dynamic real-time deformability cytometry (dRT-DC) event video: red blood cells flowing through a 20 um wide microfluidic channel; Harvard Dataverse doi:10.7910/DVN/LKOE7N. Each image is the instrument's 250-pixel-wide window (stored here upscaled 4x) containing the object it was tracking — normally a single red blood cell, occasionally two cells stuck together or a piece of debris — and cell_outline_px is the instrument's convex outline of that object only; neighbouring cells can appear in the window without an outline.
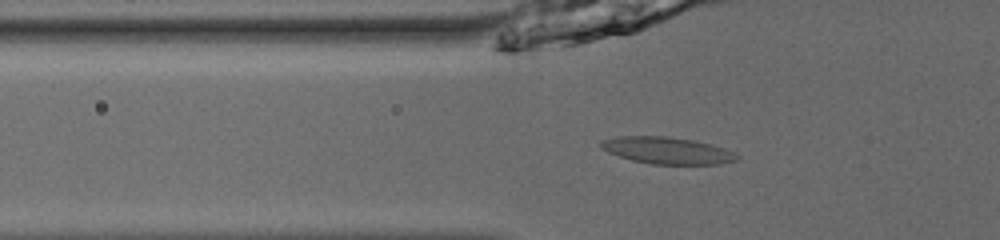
{"species": "common noctule bat (a hibernating species)", "species_latin": "Nyctalus noctula", "temperature_condition": "room temperature", "stored_images_in_passage": 54, "camera_frame_rate_fps": 3000, "um_per_image_px": 0.085, "animal": {"sex": "male", "body_mass_g": 13.0, "forearm_length_mm": 53.1}, "frame": {"image": 1, "passage_image": 21, "time_ms": 6.667, "image_size_px": [1000, 240], "cell_outline_px": [[740, 156], [736, 160], [720, 164], [652, 164], [632, 160], [608, 152], [600, 148], [600, 140], [616, 136], [668, 136], [692, 140], [712, 144], [724, 148]], "centroid_in_image_um": [56.68, 12.78], "position_along_channel_um": 69.1, "area_um2": 21.27}}
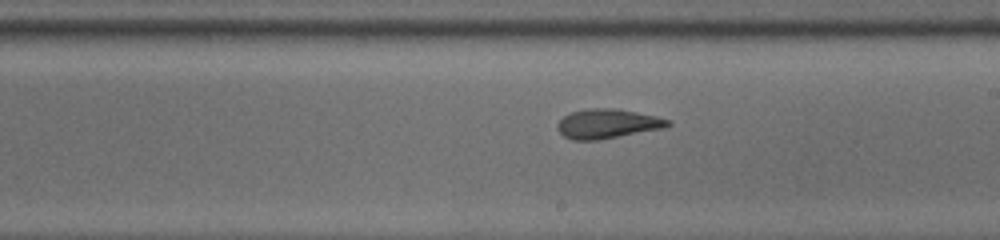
{"frame": {"image": 2, "passage_image": 34, "time_ms": 11.0, "image_size_px": [1000, 240], "cell_outline_px": [[672, 124], [664, 128], [596, 140], [572, 140], [564, 136], [560, 132], [556, 124], [564, 116], [572, 112], [588, 108], [612, 108], [636, 112], [656, 116], [668, 120]], "centroid_in_image_um": [51.62, 10.51], "position_along_channel_um": 237.4, "area_um2": 18.67}}
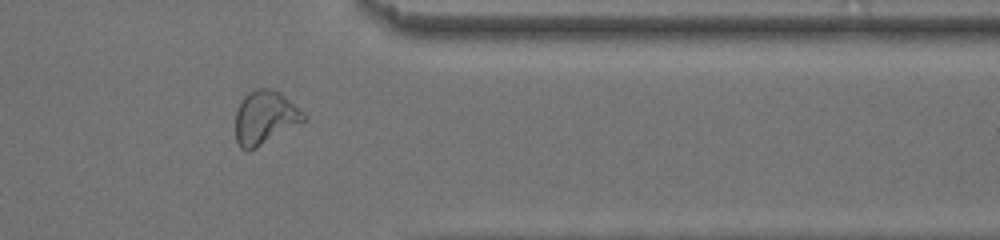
{"frame": {"image": 3, "passage_image": 46, "time_ms": 15.0, "image_size_px": [1000, 240], "cell_outline_px": [[308, 120], [256, 148], [248, 152], [240, 148], [236, 140], [236, 112], [244, 96], [248, 92], [256, 88], [268, 88], [276, 92], [288, 100], [308, 116]], "centroid_in_image_um": [22.52, 10.03], "position_along_channel_um": 388.9, "area_um2": 21.15}, "authors_computed_cell_mechanics": {"area_um2": 20.0566, "velocity_mm_per_s": 3.9066, "shape_relaxation_time_tau1_ms": 3.6169, "shape_relaxation_time_tau2_ms": 2.3416, "deformation_change_tau1": 0.1582, "deformation_change_tau2": 0.056}}